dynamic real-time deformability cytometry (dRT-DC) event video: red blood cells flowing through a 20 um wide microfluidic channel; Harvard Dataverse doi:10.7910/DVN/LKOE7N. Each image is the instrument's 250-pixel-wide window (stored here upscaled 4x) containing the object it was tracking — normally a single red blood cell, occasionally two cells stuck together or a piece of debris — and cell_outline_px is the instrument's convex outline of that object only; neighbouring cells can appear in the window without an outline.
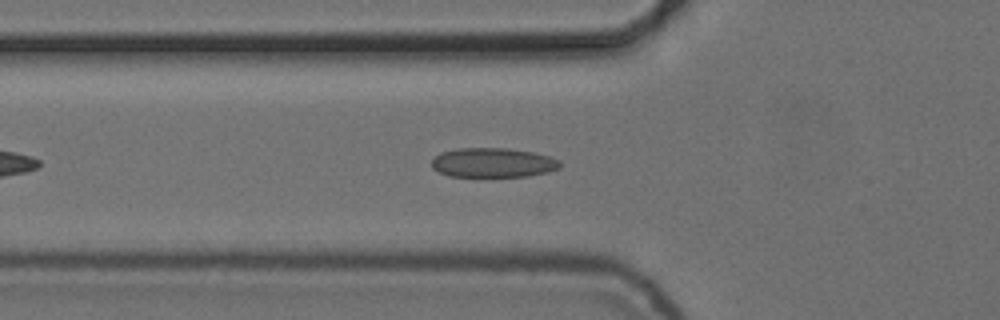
{"species": "common noctule bat (a hibernating species)", "species_latin": "Nyctalus noctula", "temperature_condition": "cold", "stored_images_in_passage": 37, "camera_frame_rate_fps": 3000, "um_per_image_px": 0.085, "animal": {"sex": "female", "body_mass_g": 24.6, "forearm_length_mm": 56.2}, "frame": {"image": 1, "passage_image": 4, "time_ms": 1.0, "image_size_px": [1000, 320], "cell_outline_px": [[560, 168], [548, 172], [528, 176], [448, 176], [432, 168], [432, 160], [440, 152], [456, 148], [508, 148], [532, 152], [548, 156], [560, 160]], "centroid_in_image_um": [41.9, 13.82], "position_along_channel_um": 83.9, "area_um2": 22.02}}
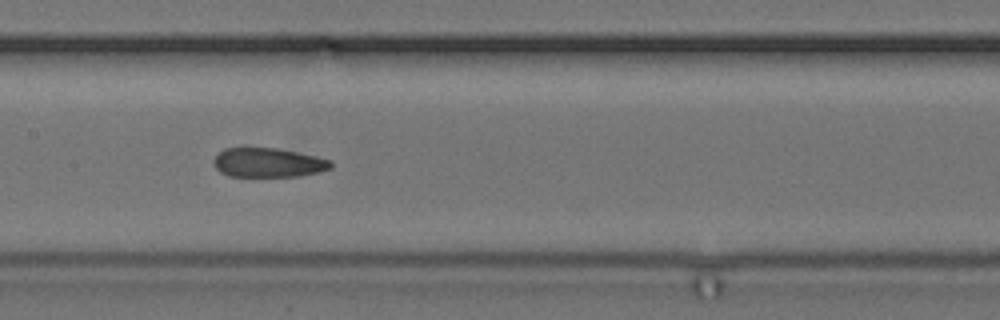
{"frame": {"image": 2, "passage_image": 12, "time_ms": 3.667, "image_size_px": [1000, 320], "cell_outline_px": [[332, 168], [316, 172], [296, 176], [228, 176], [220, 172], [216, 168], [212, 160], [224, 148], [244, 144], [276, 148], [296, 152], [332, 160]], "centroid_in_image_um": [22.71, 13.77], "position_along_channel_um": 184.7, "area_um2": 20.52}}
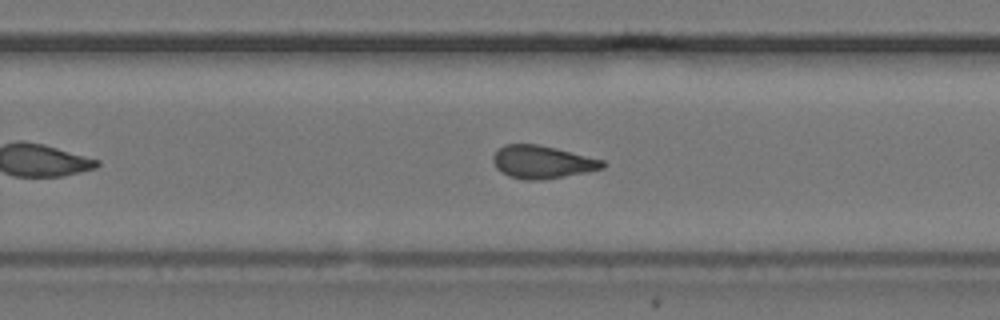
{"frame": {"image": 3, "passage_image": 20, "time_ms": 6.333, "image_size_px": [1000, 320], "cell_outline_px": [[608, 164], [604, 168], [588, 172], [544, 180], [524, 180], [508, 176], [500, 172], [496, 168], [492, 160], [492, 156], [504, 144], [536, 144], [556, 148], [604, 160]], "centroid_in_image_um": [46.1, 13.78], "position_along_channel_um": 283.7, "area_um2": 21.21}, "authors_computed_cell_mechanics": {"area_um2": 20.9814, "velocity_mm_per_s": 3.7347, "shape_relaxation_time_tau1_ms": null, "shape_relaxation_time_tau2_ms": 3.0341, "deformation_change_tau1": null, "deformation_change_tau2": 0.0778}}